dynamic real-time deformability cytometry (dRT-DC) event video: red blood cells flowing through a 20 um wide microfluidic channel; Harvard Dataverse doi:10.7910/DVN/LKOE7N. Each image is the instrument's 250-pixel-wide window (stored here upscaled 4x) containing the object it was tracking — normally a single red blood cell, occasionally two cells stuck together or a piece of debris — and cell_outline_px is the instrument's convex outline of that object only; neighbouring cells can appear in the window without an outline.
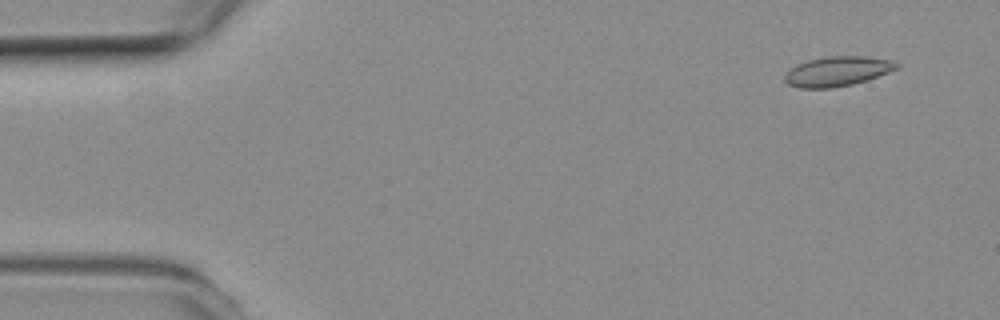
{"species": "common noctule bat (a hibernating species)", "species_latin": "Nyctalus noctula", "temperature_condition": "room temperature", "stored_images_in_passage": 11, "camera_frame_rate_fps": 3000, "um_per_image_px": 0.085, "animal": {"sex": "female", "body_mass_g": 19.3, "forearm_length_mm": 54.1}, "frame": {"image": 1, "passage_image": 2, "time_ms": 0.333, "image_size_px": [1000, 320], "cell_outline_px": [[900, 68], [868, 80], [852, 84], [832, 88], [800, 88], [788, 84], [784, 80], [784, 76], [796, 64], [808, 60], [828, 56], [868, 56], [888, 60], [900, 64]], "centroid_in_image_um": [71.2, 6.06], "position_along_channel_um": 13.8, "area_um2": 19.42}}
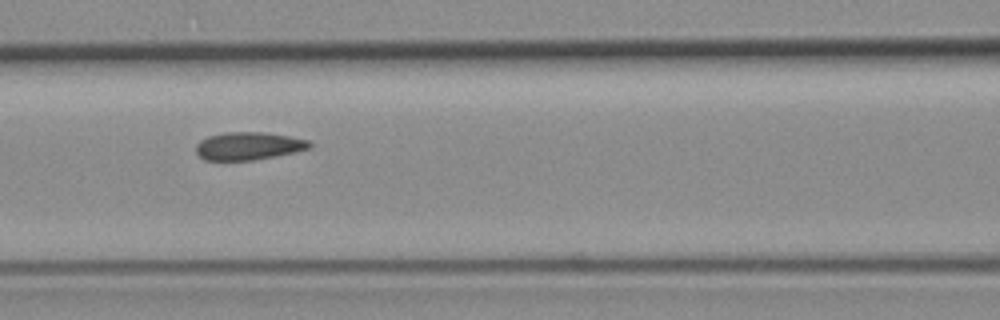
{"frame": {"image": 2, "passage_image": 7, "time_ms": 2.0, "image_size_px": [1000, 320], "cell_outline_px": [[312, 144], [308, 148], [296, 152], [276, 156], [252, 160], [204, 160], [196, 152], [196, 144], [200, 140], [208, 136], [224, 132], [264, 132], [288, 136], [308, 140]], "centroid_in_image_um": [21.1, 12.4], "position_along_channel_um": 145.5, "area_um2": 18.38}}
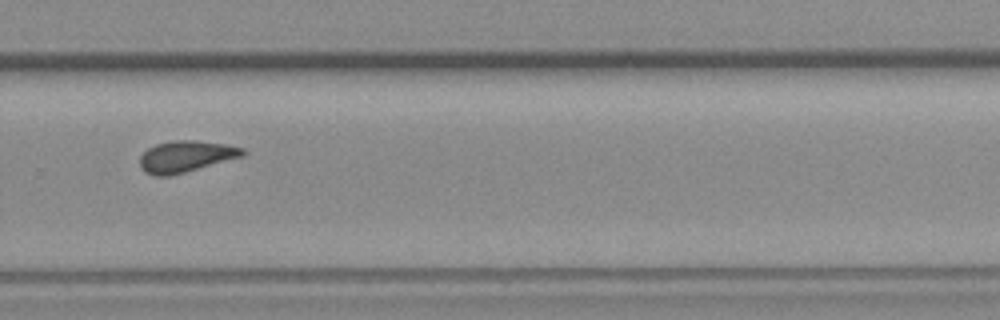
{"frame": {"image": 3, "passage_image": 11, "time_ms": 3.333, "image_size_px": [1000, 320], "cell_outline_px": [[248, 152], [244, 156], [172, 176], [152, 176], [144, 172], [140, 168], [140, 156], [148, 148], [156, 144], [176, 140], [196, 140], [224, 144], [244, 148]], "centroid_in_image_um": [15.8, 13.31], "position_along_channel_um": 314.0, "area_um2": 19.07}}